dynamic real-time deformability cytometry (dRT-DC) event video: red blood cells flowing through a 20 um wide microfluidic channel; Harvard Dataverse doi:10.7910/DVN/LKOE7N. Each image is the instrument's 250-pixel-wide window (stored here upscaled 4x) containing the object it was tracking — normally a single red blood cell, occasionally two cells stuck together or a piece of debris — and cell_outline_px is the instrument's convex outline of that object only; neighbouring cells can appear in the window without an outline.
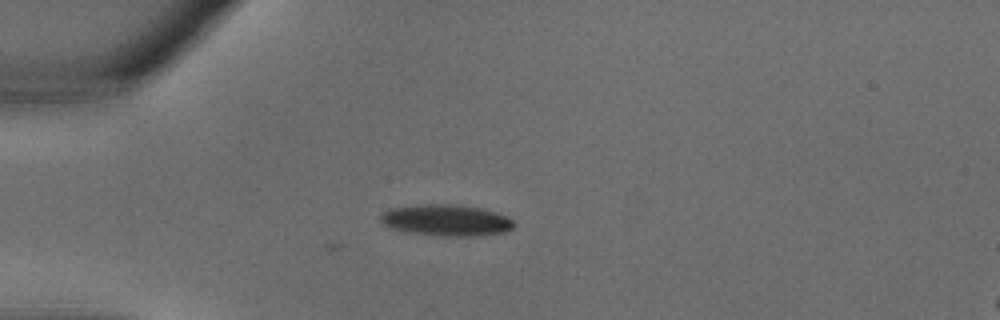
{"species": "common noctule bat (a hibernating species)", "species_latin": "Nyctalus noctula", "temperature_condition": "warm", "stored_images_in_passage": 4, "camera_frame_rate_fps": 3000, "um_per_image_px": 0.085, "animal": {"sex": "male", "body_mass_g": 18.8}, "frame": {"image": 1, "passage_image": 4, "time_ms": 1.0, "image_size_px": [1000, 320], "cell_outline_px": [[516, 224], [512, 228], [504, 232], [472, 236], [444, 236], [412, 232], [392, 228], [384, 224], [380, 220], [380, 216], [384, 212], [392, 208], [416, 204], [460, 204], [484, 208], [508, 216]], "centroid_in_image_um": [37.98, 18.7], "position_along_channel_um": 47.0, "area_um2": 24.39}}